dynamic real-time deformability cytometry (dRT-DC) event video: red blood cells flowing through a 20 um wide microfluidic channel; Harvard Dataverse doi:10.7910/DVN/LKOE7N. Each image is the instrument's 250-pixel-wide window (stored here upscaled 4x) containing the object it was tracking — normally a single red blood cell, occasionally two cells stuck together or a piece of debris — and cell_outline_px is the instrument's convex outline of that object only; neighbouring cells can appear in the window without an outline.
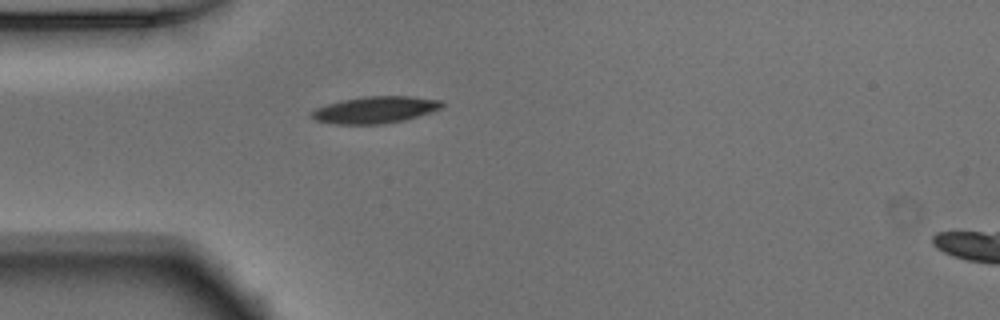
{"species": "Egyptian fruit bat (a non-hibernating species)", "species_latin": "Rousettus aegyptiacus", "temperature_condition": "warm", "stored_images_in_passage": 38, "camera_frame_rate_fps": 3000, "um_per_image_px": 0.085, "animal": {"sex": "male"}, "frame": {"image": 1, "passage_image": 1, "time_ms": 0.0, "image_size_px": [1000, 320], "cell_outline_px": [[444, 104], [440, 108], [404, 120], [380, 124], [336, 124], [316, 120], [312, 116], [312, 112], [316, 108], [340, 100], [364, 96], [408, 96], [440, 100]], "centroid_in_image_um": [31.86, 9.32], "position_along_channel_um": 53.1, "area_um2": 20.0}}
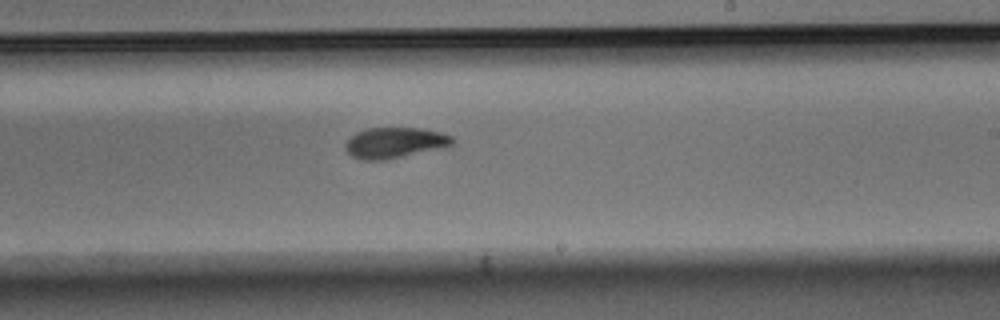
{"frame": {"image": 2, "passage_image": 17, "time_ms": 5.333, "image_size_px": [1000, 320], "cell_outline_px": [[456, 140], [452, 144], [444, 148], [384, 160], [360, 160], [352, 156], [344, 148], [344, 144], [356, 132], [368, 128], [420, 128], [440, 132], [452, 136]], "centroid_in_image_um": [33.57, 12.14], "position_along_channel_um": 255.4, "area_um2": 19.25}}
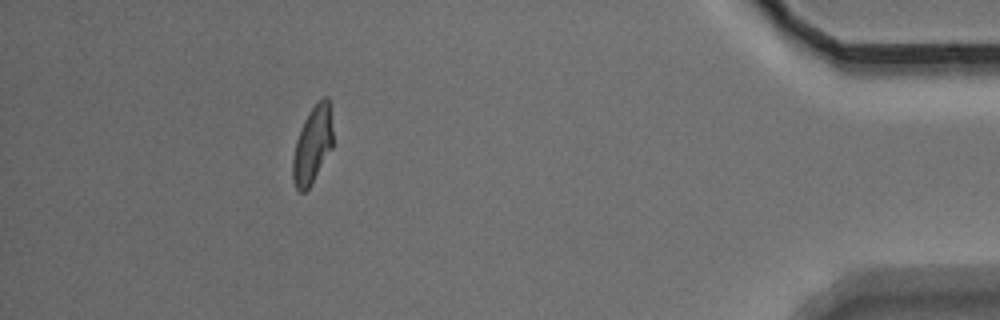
{"frame": {"image": 3, "passage_image": 33, "time_ms": 10.667, "image_size_px": [1000, 320], "cell_outline_px": [[332, 148], [308, 188], [304, 192], [300, 192], [296, 188], [292, 176], [292, 160], [296, 140], [304, 120], [312, 108], [324, 96], [328, 96], [332, 128]], "centroid_in_image_um": [26.55, 12.32], "position_along_channel_um": 408.7, "area_um2": 17.63}, "authors_computed_cell_mechanics": {"area_um2": 19.1896, "velocity_mm_per_s": 3.9083, "shape_relaxation_time_tau1_ms": 3.4808, "shape_relaxation_time_tau2_ms": 3.5935, "deformation_change_tau1": 0.1581, "deformation_change_tau2": 0.0962}}